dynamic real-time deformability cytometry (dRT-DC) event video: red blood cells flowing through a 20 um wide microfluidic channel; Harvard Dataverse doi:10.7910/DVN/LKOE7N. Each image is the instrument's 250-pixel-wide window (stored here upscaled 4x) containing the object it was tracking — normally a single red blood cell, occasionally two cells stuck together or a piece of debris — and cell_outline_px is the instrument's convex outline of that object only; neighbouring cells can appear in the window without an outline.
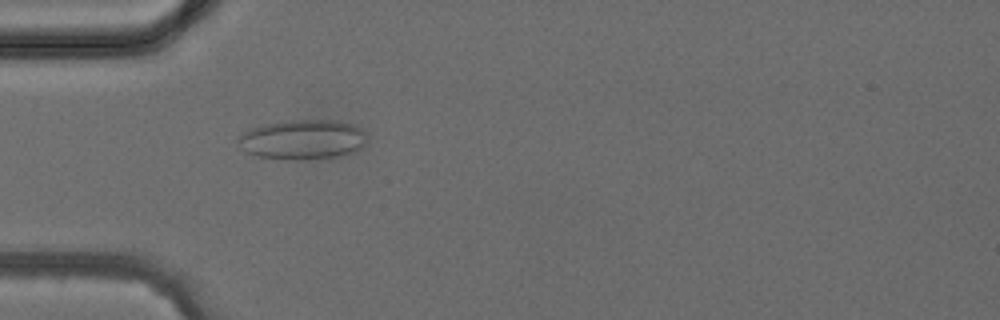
{"species": "common noctule bat (a hibernating species)", "species_latin": "Nyctalus noctula", "temperature_condition": "cold", "stored_images_in_passage": 1, "camera_frame_rate_fps": 3000, "um_per_image_px": 0.085, "animal": {"sex": "female", "body_mass_g": 24.6, "forearm_length_mm": 56.2}, "frame": {"image": 1, "passage_image": 1, "time_ms": 0.0, "image_size_px": [1000, 320], "cell_outline_px": [[364, 144], [356, 152], [344, 156], [304, 160], [284, 160], [256, 156], [248, 152], [236, 140], [244, 132], [252, 128], [264, 124], [292, 120], [336, 120], [352, 124], [360, 128], [364, 132]], "centroid_in_image_um": [25.75, 11.88], "position_along_channel_um": 59.3, "area_um2": 29.94}}